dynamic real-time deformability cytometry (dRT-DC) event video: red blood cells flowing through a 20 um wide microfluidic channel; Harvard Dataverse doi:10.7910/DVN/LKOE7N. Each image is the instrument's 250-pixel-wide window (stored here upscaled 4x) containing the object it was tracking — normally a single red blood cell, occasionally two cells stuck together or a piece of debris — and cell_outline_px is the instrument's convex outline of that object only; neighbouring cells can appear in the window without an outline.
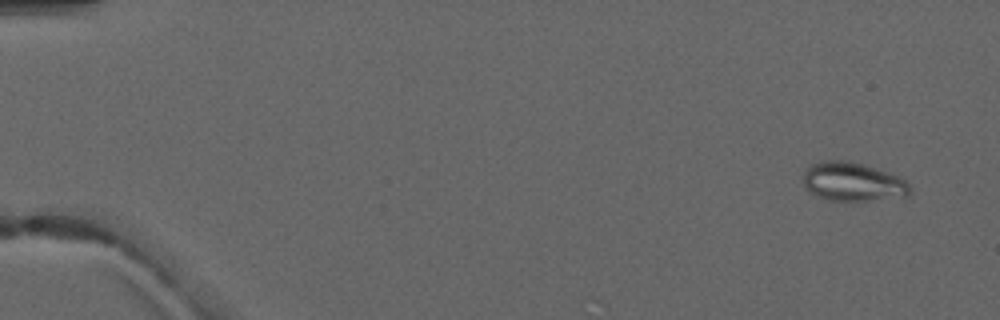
{"species": "common noctule bat (a hibernating species)", "species_latin": "Nyctalus noctula", "temperature_condition": "warm", "stored_images_in_passage": 6, "camera_frame_rate_fps": 3000, "um_per_image_px": 0.085, "animal": {"sex": "male", "forearm_length_mm": 52.5}, "frame": {"image": 1, "passage_image": 1, "time_ms": 0.0, "image_size_px": [1000, 320], "cell_outline_px": [[912, 192], [908, 196], [868, 200], [828, 200], [816, 196], [804, 188], [804, 172], [812, 164], [820, 160], [848, 160], [864, 164], [888, 172], [904, 180], [912, 188]], "centroid_in_image_um": [72.47, 15.44], "position_along_channel_um": 12.5, "area_um2": 24.16}}